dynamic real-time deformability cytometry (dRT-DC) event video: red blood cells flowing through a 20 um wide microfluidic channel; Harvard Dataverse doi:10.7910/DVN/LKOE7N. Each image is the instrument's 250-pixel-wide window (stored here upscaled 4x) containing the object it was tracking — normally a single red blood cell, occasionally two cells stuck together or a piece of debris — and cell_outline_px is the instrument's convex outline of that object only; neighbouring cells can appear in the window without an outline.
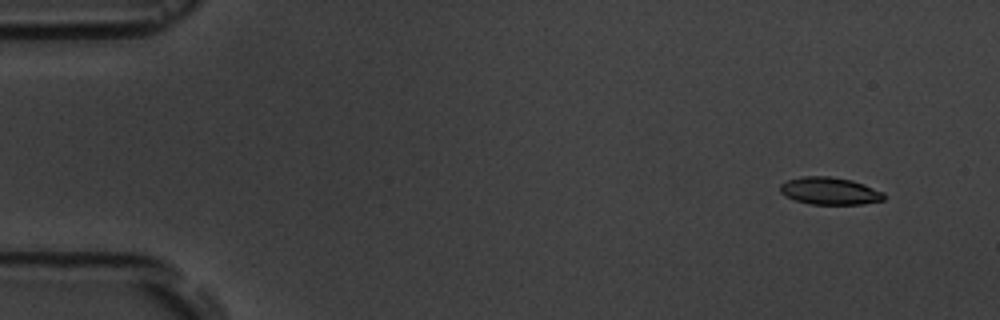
{"species": "common noctule bat (a hibernating species)", "species_latin": "Nyctalus noctula", "temperature_condition": "room temperature", "stored_images_in_passage": 7, "camera_frame_rate_fps": 3000, "um_per_image_px": 0.085, "animal": {"sex": "male", "body_mass_g": 19.5, "forearm_length_mm": 54.6}, "frame": {"image": 1, "passage_image": 1, "time_ms": 0.0, "image_size_px": [1000, 320], "cell_outline_px": [[884, 200], [860, 204], [812, 204], [796, 200], [784, 196], [780, 192], [780, 184], [788, 180], [800, 176], [828, 176], [852, 180], [864, 184], [884, 192]], "centroid_in_image_um": [70.51, 16.22], "position_along_channel_um": 14.5, "area_um2": 16.53}}
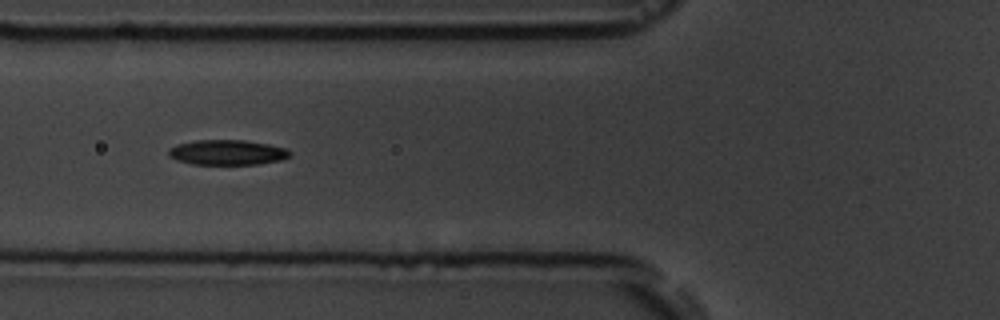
{"frame": {"image": 2, "passage_image": 6, "time_ms": 5.667, "image_size_px": [1000, 320], "cell_outline_px": [[292, 152], [288, 156], [280, 160], [260, 164], [192, 164], [176, 160], [168, 156], [168, 148], [176, 144], [196, 140], [244, 140], [268, 144], [288, 148]], "centroid_in_image_um": [19.29, 12.95], "position_along_channel_um": 106.5, "area_um2": 17.86}}
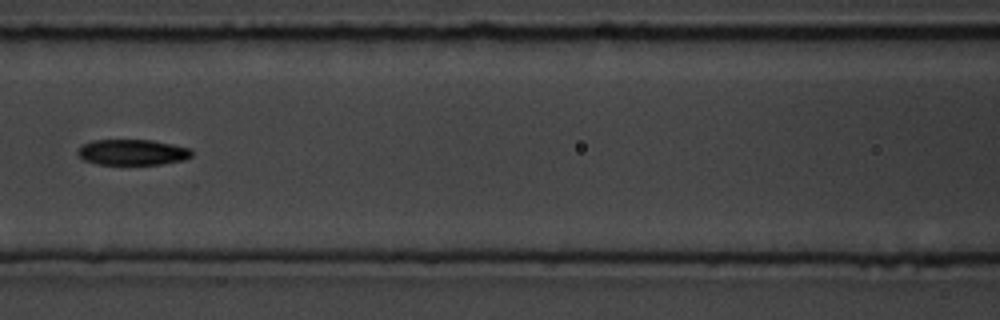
{"frame": {"image": 3, "passage_image": 7, "time_ms": 7.0, "image_size_px": [1000, 320], "cell_outline_px": [[192, 156], [184, 160], [160, 164], [100, 164], [84, 160], [76, 152], [84, 144], [92, 140], [152, 140], [192, 148]], "centroid_in_image_um": [11.3, 12.93], "position_along_channel_um": 155.3, "area_um2": 16.99}}